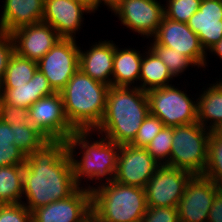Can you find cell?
Here are the masks:
<instances>
[{"mask_svg":"<svg viewBox=\"0 0 222 222\" xmlns=\"http://www.w3.org/2000/svg\"><path fill=\"white\" fill-rule=\"evenodd\" d=\"M78 188L67 140H48L26 157L22 203L31 212L69 197Z\"/></svg>","mask_w":222,"mask_h":222,"instance_id":"obj_1","label":"cell"},{"mask_svg":"<svg viewBox=\"0 0 222 222\" xmlns=\"http://www.w3.org/2000/svg\"><path fill=\"white\" fill-rule=\"evenodd\" d=\"M92 135L94 138L97 137V140ZM119 149V144L94 131H75L67 139V150L76 184L92 193L99 187L111 183L117 169Z\"/></svg>","mask_w":222,"mask_h":222,"instance_id":"obj_2","label":"cell"},{"mask_svg":"<svg viewBox=\"0 0 222 222\" xmlns=\"http://www.w3.org/2000/svg\"><path fill=\"white\" fill-rule=\"evenodd\" d=\"M149 113L145 91L139 87L109 86L105 113L94 132L116 144H130Z\"/></svg>","mask_w":222,"mask_h":222,"instance_id":"obj_3","label":"cell"},{"mask_svg":"<svg viewBox=\"0 0 222 222\" xmlns=\"http://www.w3.org/2000/svg\"><path fill=\"white\" fill-rule=\"evenodd\" d=\"M109 86L80 69L60 91L69 124L76 131H94L101 123Z\"/></svg>","mask_w":222,"mask_h":222,"instance_id":"obj_4","label":"cell"},{"mask_svg":"<svg viewBox=\"0 0 222 222\" xmlns=\"http://www.w3.org/2000/svg\"><path fill=\"white\" fill-rule=\"evenodd\" d=\"M147 210L145 189L112 181L91 193V211L100 222H141Z\"/></svg>","mask_w":222,"mask_h":222,"instance_id":"obj_5","label":"cell"},{"mask_svg":"<svg viewBox=\"0 0 222 222\" xmlns=\"http://www.w3.org/2000/svg\"><path fill=\"white\" fill-rule=\"evenodd\" d=\"M210 134L211 131L198 122L174 126L170 160L166 165L192 175H203Z\"/></svg>","mask_w":222,"mask_h":222,"instance_id":"obj_6","label":"cell"},{"mask_svg":"<svg viewBox=\"0 0 222 222\" xmlns=\"http://www.w3.org/2000/svg\"><path fill=\"white\" fill-rule=\"evenodd\" d=\"M175 85L172 84L146 92L150 114L158 117L164 123V126L168 127L198 122V93L193 97V95L186 93V84H184V89Z\"/></svg>","mask_w":222,"mask_h":222,"instance_id":"obj_7","label":"cell"},{"mask_svg":"<svg viewBox=\"0 0 222 222\" xmlns=\"http://www.w3.org/2000/svg\"><path fill=\"white\" fill-rule=\"evenodd\" d=\"M75 39L61 38L42 59L38 69L55 92H60L79 70L80 45Z\"/></svg>","mask_w":222,"mask_h":222,"instance_id":"obj_8","label":"cell"},{"mask_svg":"<svg viewBox=\"0 0 222 222\" xmlns=\"http://www.w3.org/2000/svg\"><path fill=\"white\" fill-rule=\"evenodd\" d=\"M192 176L182 169L160 165L145 186L147 207L177 208Z\"/></svg>","mask_w":222,"mask_h":222,"instance_id":"obj_9","label":"cell"},{"mask_svg":"<svg viewBox=\"0 0 222 222\" xmlns=\"http://www.w3.org/2000/svg\"><path fill=\"white\" fill-rule=\"evenodd\" d=\"M112 14L125 29L149 39L157 33L164 17V4L161 0H123Z\"/></svg>","mask_w":222,"mask_h":222,"instance_id":"obj_10","label":"cell"},{"mask_svg":"<svg viewBox=\"0 0 222 222\" xmlns=\"http://www.w3.org/2000/svg\"><path fill=\"white\" fill-rule=\"evenodd\" d=\"M158 45L169 47L190 58L198 69L208 68L209 60L207 53L201 45L199 37L187 23L174 21L163 17L157 33L151 38ZM208 61V62H207Z\"/></svg>","mask_w":222,"mask_h":222,"instance_id":"obj_11","label":"cell"},{"mask_svg":"<svg viewBox=\"0 0 222 222\" xmlns=\"http://www.w3.org/2000/svg\"><path fill=\"white\" fill-rule=\"evenodd\" d=\"M29 118L48 140H67L76 131L66 118L60 92L37 100L29 108Z\"/></svg>","mask_w":222,"mask_h":222,"instance_id":"obj_12","label":"cell"},{"mask_svg":"<svg viewBox=\"0 0 222 222\" xmlns=\"http://www.w3.org/2000/svg\"><path fill=\"white\" fill-rule=\"evenodd\" d=\"M160 164L145 147L122 144L118 151L117 169L114 181L145 189Z\"/></svg>","mask_w":222,"mask_h":222,"instance_id":"obj_13","label":"cell"},{"mask_svg":"<svg viewBox=\"0 0 222 222\" xmlns=\"http://www.w3.org/2000/svg\"><path fill=\"white\" fill-rule=\"evenodd\" d=\"M220 189L211 179L193 175L177 207L179 222H207L214 197Z\"/></svg>","mask_w":222,"mask_h":222,"instance_id":"obj_14","label":"cell"},{"mask_svg":"<svg viewBox=\"0 0 222 222\" xmlns=\"http://www.w3.org/2000/svg\"><path fill=\"white\" fill-rule=\"evenodd\" d=\"M85 14H92L76 0H44L42 22L49 24L64 39H75L84 23Z\"/></svg>","mask_w":222,"mask_h":222,"instance_id":"obj_15","label":"cell"},{"mask_svg":"<svg viewBox=\"0 0 222 222\" xmlns=\"http://www.w3.org/2000/svg\"><path fill=\"white\" fill-rule=\"evenodd\" d=\"M91 212V192L79 187L69 197L35 209L32 222H81Z\"/></svg>","mask_w":222,"mask_h":222,"instance_id":"obj_16","label":"cell"},{"mask_svg":"<svg viewBox=\"0 0 222 222\" xmlns=\"http://www.w3.org/2000/svg\"><path fill=\"white\" fill-rule=\"evenodd\" d=\"M11 36L15 52L36 62L61 39L56 30L44 22L20 27L11 32Z\"/></svg>","mask_w":222,"mask_h":222,"instance_id":"obj_17","label":"cell"},{"mask_svg":"<svg viewBox=\"0 0 222 222\" xmlns=\"http://www.w3.org/2000/svg\"><path fill=\"white\" fill-rule=\"evenodd\" d=\"M115 43L113 40L93 42L89 49L79 52V69L92 79L112 86L113 59Z\"/></svg>","mask_w":222,"mask_h":222,"instance_id":"obj_18","label":"cell"},{"mask_svg":"<svg viewBox=\"0 0 222 222\" xmlns=\"http://www.w3.org/2000/svg\"><path fill=\"white\" fill-rule=\"evenodd\" d=\"M207 52L222 39V0H201L199 9L187 21Z\"/></svg>","mask_w":222,"mask_h":222,"instance_id":"obj_19","label":"cell"},{"mask_svg":"<svg viewBox=\"0 0 222 222\" xmlns=\"http://www.w3.org/2000/svg\"><path fill=\"white\" fill-rule=\"evenodd\" d=\"M0 12V31L14 30L42 22L44 0H3Z\"/></svg>","mask_w":222,"mask_h":222,"instance_id":"obj_20","label":"cell"},{"mask_svg":"<svg viewBox=\"0 0 222 222\" xmlns=\"http://www.w3.org/2000/svg\"><path fill=\"white\" fill-rule=\"evenodd\" d=\"M2 101L12 106L30 108L37 100L53 95L48 79L37 69L32 79L22 85H1Z\"/></svg>","mask_w":222,"mask_h":222,"instance_id":"obj_21","label":"cell"},{"mask_svg":"<svg viewBox=\"0 0 222 222\" xmlns=\"http://www.w3.org/2000/svg\"><path fill=\"white\" fill-rule=\"evenodd\" d=\"M115 44L113 59L112 86L139 87V77L144 50L124 49Z\"/></svg>","mask_w":222,"mask_h":222,"instance_id":"obj_22","label":"cell"},{"mask_svg":"<svg viewBox=\"0 0 222 222\" xmlns=\"http://www.w3.org/2000/svg\"><path fill=\"white\" fill-rule=\"evenodd\" d=\"M214 81L197 95V121L211 132L222 123V78Z\"/></svg>","mask_w":222,"mask_h":222,"instance_id":"obj_23","label":"cell"},{"mask_svg":"<svg viewBox=\"0 0 222 222\" xmlns=\"http://www.w3.org/2000/svg\"><path fill=\"white\" fill-rule=\"evenodd\" d=\"M145 47L147 48L142 58L139 88L147 92L152 89L172 85V81H174L175 78L167 66L155 55L148 45Z\"/></svg>","mask_w":222,"mask_h":222,"instance_id":"obj_24","label":"cell"},{"mask_svg":"<svg viewBox=\"0 0 222 222\" xmlns=\"http://www.w3.org/2000/svg\"><path fill=\"white\" fill-rule=\"evenodd\" d=\"M24 165L0 167V205L22 203Z\"/></svg>","mask_w":222,"mask_h":222,"instance_id":"obj_25","label":"cell"},{"mask_svg":"<svg viewBox=\"0 0 222 222\" xmlns=\"http://www.w3.org/2000/svg\"><path fill=\"white\" fill-rule=\"evenodd\" d=\"M148 47L161 59V61L167 66L168 70L174 78H181V75L186 72L190 67L194 68L198 66L187 56L180 52L175 51L172 48L158 45L153 39H148Z\"/></svg>","mask_w":222,"mask_h":222,"instance_id":"obj_26","label":"cell"},{"mask_svg":"<svg viewBox=\"0 0 222 222\" xmlns=\"http://www.w3.org/2000/svg\"><path fill=\"white\" fill-rule=\"evenodd\" d=\"M37 69L36 61L29 60L15 52L7 65L1 85L25 84L32 79Z\"/></svg>","mask_w":222,"mask_h":222,"instance_id":"obj_27","label":"cell"},{"mask_svg":"<svg viewBox=\"0 0 222 222\" xmlns=\"http://www.w3.org/2000/svg\"><path fill=\"white\" fill-rule=\"evenodd\" d=\"M13 144L20 149L25 156H29L34 150L42 147L48 139L33 125H12Z\"/></svg>","mask_w":222,"mask_h":222,"instance_id":"obj_28","label":"cell"},{"mask_svg":"<svg viewBox=\"0 0 222 222\" xmlns=\"http://www.w3.org/2000/svg\"><path fill=\"white\" fill-rule=\"evenodd\" d=\"M203 176L222 188V139L213 132L208 140L207 165Z\"/></svg>","mask_w":222,"mask_h":222,"instance_id":"obj_29","label":"cell"},{"mask_svg":"<svg viewBox=\"0 0 222 222\" xmlns=\"http://www.w3.org/2000/svg\"><path fill=\"white\" fill-rule=\"evenodd\" d=\"M173 139V127L164 126L153 140L145 147L148 153L160 164L170 160Z\"/></svg>","mask_w":222,"mask_h":222,"instance_id":"obj_30","label":"cell"},{"mask_svg":"<svg viewBox=\"0 0 222 222\" xmlns=\"http://www.w3.org/2000/svg\"><path fill=\"white\" fill-rule=\"evenodd\" d=\"M164 17L187 23L199 9L201 0H164Z\"/></svg>","mask_w":222,"mask_h":222,"instance_id":"obj_31","label":"cell"},{"mask_svg":"<svg viewBox=\"0 0 222 222\" xmlns=\"http://www.w3.org/2000/svg\"><path fill=\"white\" fill-rule=\"evenodd\" d=\"M163 127L164 123L158 117L149 113L130 144L136 147H146Z\"/></svg>","mask_w":222,"mask_h":222,"instance_id":"obj_32","label":"cell"},{"mask_svg":"<svg viewBox=\"0 0 222 222\" xmlns=\"http://www.w3.org/2000/svg\"><path fill=\"white\" fill-rule=\"evenodd\" d=\"M0 119L9 125H32L29 118V108L12 106L3 101L0 103Z\"/></svg>","mask_w":222,"mask_h":222,"instance_id":"obj_33","label":"cell"},{"mask_svg":"<svg viewBox=\"0 0 222 222\" xmlns=\"http://www.w3.org/2000/svg\"><path fill=\"white\" fill-rule=\"evenodd\" d=\"M0 222H32V212L23 203L0 205Z\"/></svg>","mask_w":222,"mask_h":222,"instance_id":"obj_34","label":"cell"},{"mask_svg":"<svg viewBox=\"0 0 222 222\" xmlns=\"http://www.w3.org/2000/svg\"><path fill=\"white\" fill-rule=\"evenodd\" d=\"M141 222H179L178 209L172 207H147Z\"/></svg>","mask_w":222,"mask_h":222,"instance_id":"obj_35","label":"cell"},{"mask_svg":"<svg viewBox=\"0 0 222 222\" xmlns=\"http://www.w3.org/2000/svg\"><path fill=\"white\" fill-rule=\"evenodd\" d=\"M15 53L14 41L11 33L0 31V82H2L7 65Z\"/></svg>","mask_w":222,"mask_h":222,"instance_id":"obj_36","label":"cell"},{"mask_svg":"<svg viewBox=\"0 0 222 222\" xmlns=\"http://www.w3.org/2000/svg\"><path fill=\"white\" fill-rule=\"evenodd\" d=\"M25 161V154L14 144L0 145V167L11 165H24Z\"/></svg>","mask_w":222,"mask_h":222,"instance_id":"obj_37","label":"cell"},{"mask_svg":"<svg viewBox=\"0 0 222 222\" xmlns=\"http://www.w3.org/2000/svg\"><path fill=\"white\" fill-rule=\"evenodd\" d=\"M207 222H222V188L214 197Z\"/></svg>","mask_w":222,"mask_h":222,"instance_id":"obj_38","label":"cell"},{"mask_svg":"<svg viewBox=\"0 0 222 222\" xmlns=\"http://www.w3.org/2000/svg\"><path fill=\"white\" fill-rule=\"evenodd\" d=\"M13 130L12 125L4 123L0 119V145L1 144H13Z\"/></svg>","mask_w":222,"mask_h":222,"instance_id":"obj_39","label":"cell"},{"mask_svg":"<svg viewBox=\"0 0 222 222\" xmlns=\"http://www.w3.org/2000/svg\"><path fill=\"white\" fill-rule=\"evenodd\" d=\"M79 3H82L91 13H96V11H99L100 0H76Z\"/></svg>","mask_w":222,"mask_h":222,"instance_id":"obj_40","label":"cell"},{"mask_svg":"<svg viewBox=\"0 0 222 222\" xmlns=\"http://www.w3.org/2000/svg\"><path fill=\"white\" fill-rule=\"evenodd\" d=\"M206 53H207V55H208V53H211V55H213L214 57L219 56L218 57V58H220L219 60L222 61V39L218 43L213 45Z\"/></svg>","mask_w":222,"mask_h":222,"instance_id":"obj_41","label":"cell"},{"mask_svg":"<svg viewBox=\"0 0 222 222\" xmlns=\"http://www.w3.org/2000/svg\"><path fill=\"white\" fill-rule=\"evenodd\" d=\"M122 1L123 0H100V5H106L108 11L113 12L121 4Z\"/></svg>","mask_w":222,"mask_h":222,"instance_id":"obj_42","label":"cell"},{"mask_svg":"<svg viewBox=\"0 0 222 222\" xmlns=\"http://www.w3.org/2000/svg\"><path fill=\"white\" fill-rule=\"evenodd\" d=\"M81 222H100L98 218L91 212Z\"/></svg>","mask_w":222,"mask_h":222,"instance_id":"obj_43","label":"cell"},{"mask_svg":"<svg viewBox=\"0 0 222 222\" xmlns=\"http://www.w3.org/2000/svg\"><path fill=\"white\" fill-rule=\"evenodd\" d=\"M217 137L222 139V123L212 131Z\"/></svg>","mask_w":222,"mask_h":222,"instance_id":"obj_44","label":"cell"},{"mask_svg":"<svg viewBox=\"0 0 222 222\" xmlns=\"http://www.w3.org/2000/svg\"><path fill=\"white\" fill-rule=\"evenodd\" d=\"M2 101V86H1V82H0V103Z\"/></svg>","mask_w":222,"mask_h":222,"instance_id":"obj_45","label":"cell"}]
</instances>
